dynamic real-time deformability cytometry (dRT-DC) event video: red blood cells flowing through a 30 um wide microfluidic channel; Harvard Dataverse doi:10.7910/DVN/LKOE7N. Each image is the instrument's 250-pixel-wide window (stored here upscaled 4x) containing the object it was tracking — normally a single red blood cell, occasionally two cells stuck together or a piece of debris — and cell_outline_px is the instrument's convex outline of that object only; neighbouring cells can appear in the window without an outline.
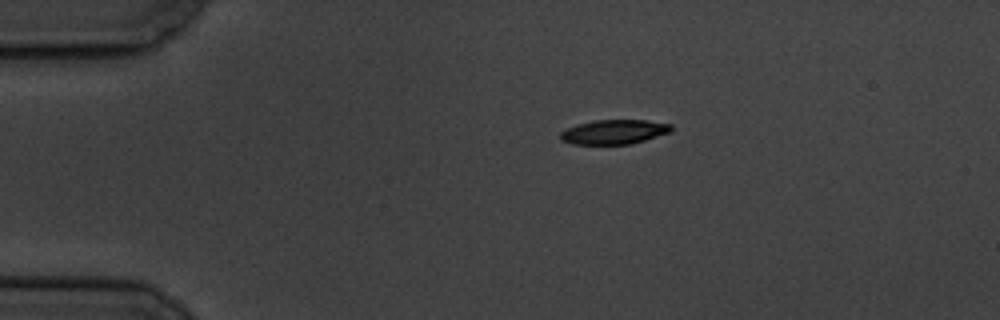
{"species": "common noctule bat (a hibernating species)", "species_latin": "Nyctalus noctula", "temperature_condition": "cold", "stored_images_in_passage": 47, "camera_frame_rate_fps": 3000, "um_per_image_px": 0.085, "animal": {"sex": "male", "body_mass_g": 19.5, "forearm_length_mm": 54.6}, "frame": {"image": 1, "passage_image": 1, "time_ms": 0.0, "image_size_px": [1000, 320], "cell_outline_px": [[672, 132], [632, 144], [572, 144], [560, 140], [560, 132], [564, 128], [576, 124], [596, 120], [648, 120], [672, 124]], "centroid_in_image_um": [52.19, 11.21], "position_along_channel_um": 32.8, "area_um2": 16.07}}
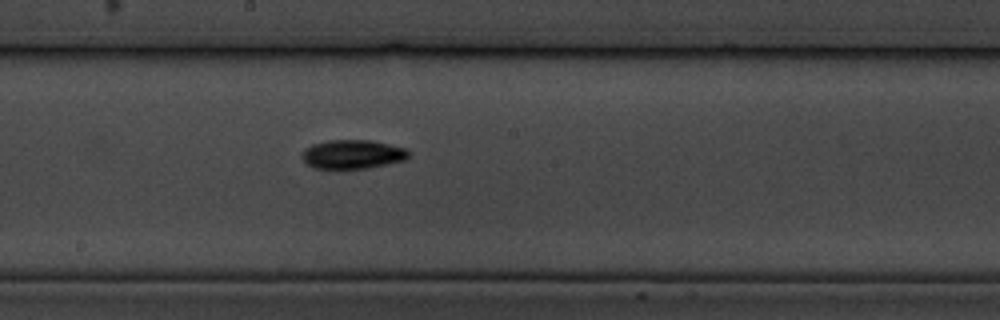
{"frame": {"image": 2, "passage_image": 21, "time_ms": 6.667, "image_size_px": [1000, 320], "cell_outline_px": [[408, 156], [404, 160], [368, 168], [336, 172], [316, 168], [308, 164], [300, 156], [304, 148], [312, 144], [328, 140], [372, 140], [404, 148], [408, 152]], "centroid_in_image_um": [29.88, 13.15], "position_along_channel_um": 218.3, "area_um2": 18.55}}
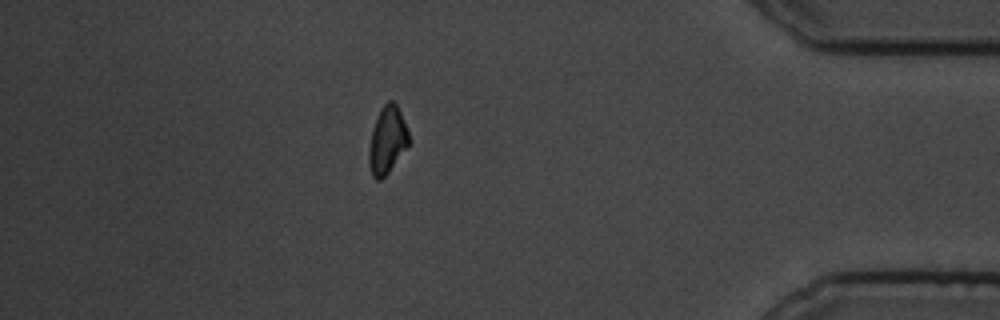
{"frame": {"image": 3, "passage_image": 40, "time_ms": 13.0, "image_size_px": [1000, 320], "cell_outline_px": [[408, 144], [388, 172], [380, 180], [376, 180], [372, 176], [368, 164], [368, 148], [372, 128], [376, 116], [380, 108], [388, 100], [392, 100], [396, 104], [400, 112], [408, 132]], "centroid_in_image_um": [32.86, 11.9], "position_along_channel_um": 402.3, "area_um2": 15.49}, "authors_computed_cell_mechanics": {"area_um2": 16.6464, "velocity_mm_per_s": 3.5025, "shape_relaxation_time_tau1_ms": 3.1404, "shape_relaxation_time_tau2_ms": null, "deformation_change_tau1": 0.1173, "deformation_change_tau2": null}}